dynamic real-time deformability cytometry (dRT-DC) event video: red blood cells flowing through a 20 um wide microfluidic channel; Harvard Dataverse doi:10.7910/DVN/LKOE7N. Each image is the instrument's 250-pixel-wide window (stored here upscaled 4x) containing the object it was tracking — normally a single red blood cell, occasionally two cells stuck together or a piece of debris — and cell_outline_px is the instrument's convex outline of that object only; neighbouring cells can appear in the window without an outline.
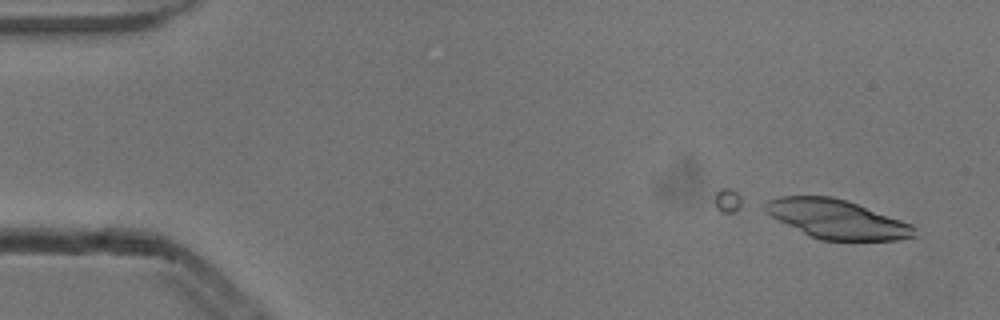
{"species": "common noctule bat (a hibernating species)", "species_latin": "Nyctalus noctula", "temperature_condition": "cold", "stored_images_in_passage": 5, "camera_frame_rate_fps": 3000, "um_per_image_px": 0.085, "animal": {"sex": "male", "body_mass_g": 13.3}, "frame": {"image": 1, "passage_image": 1, "time_ms": 0.0, "image_size_px": [1000, 320], "cell_outline_px": [[916, 236], [900, 240], [820, 240], [808, 236], [764, 212], [760, 204], [768, 200], [780, 196], [832, 196], [856, 204], [912, 224], [916, 228]], "centroid_in_image_um": [71.08, 18.63], "position_along_channel_um": 13.9, "area_um2": 33.81}}
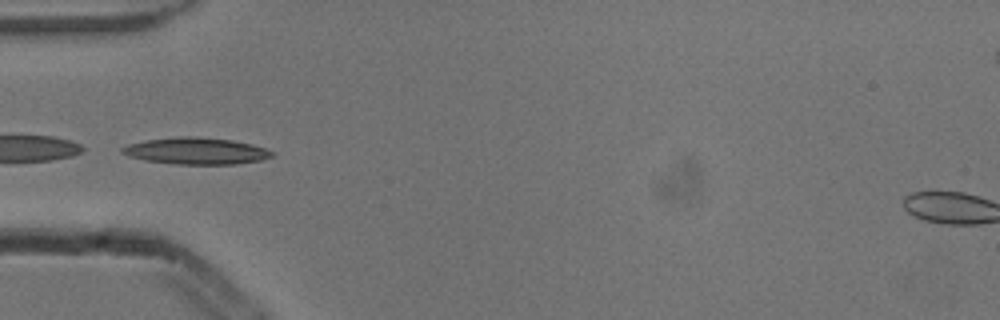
{"frame": {"image": 2, "passage_image": 5, "time_ms": 1.333, "image_size_px": [1000, 320], "cell_outline_px": [[272, 156], [260, 160], [236, 164], [176, 164], [144, 160], [120, 152], [120, 148], [128, 144], [144, 140], [176, 136], [192, 136], [232, 140], [252, 144], [264, 148], [272, 152]], "centroid_in_image_um": [16.63, 12.82], "position_along_channel_um": 68.4, "area_um2": 23.18}}